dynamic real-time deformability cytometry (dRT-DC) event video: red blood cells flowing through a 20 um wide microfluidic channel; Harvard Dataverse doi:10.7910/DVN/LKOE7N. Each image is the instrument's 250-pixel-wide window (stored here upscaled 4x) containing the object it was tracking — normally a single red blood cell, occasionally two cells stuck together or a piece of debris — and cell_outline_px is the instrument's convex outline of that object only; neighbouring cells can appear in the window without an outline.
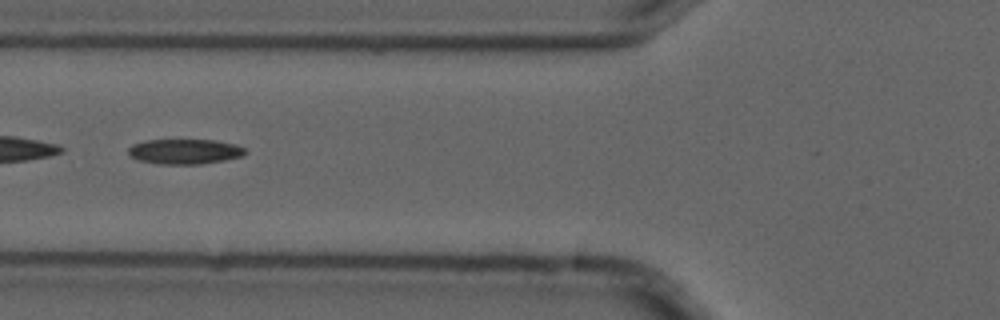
{"species": "common noctule bat (a hibernating species)", "species_latin": "Nyctalus noctula", "temperature_condition": "cold", "stored_images_in_passage": 8, "camera_frame_rate_fps": 3000, "um_per_image_px": 0.085, "animal": {"sex": "male", "forearm_length_mm": 52.5}, "frame": {"image": 1, "passage_image": 6, "time_ms": 1.667, "image_size_px": [1000, 320], "cell_outline_px": [[248, 152], [244, 156], [224, 160], [200, 164], [160, 164], [140, 160], [128, 156], [128, 148], [132, 144], [144, 140], [216, 140], [236, 144], [244, 148]], "centroid_in_image_um": [15.71, 12.87], "position_along_channel_um": 110.1, "area_um2": 17.22}}
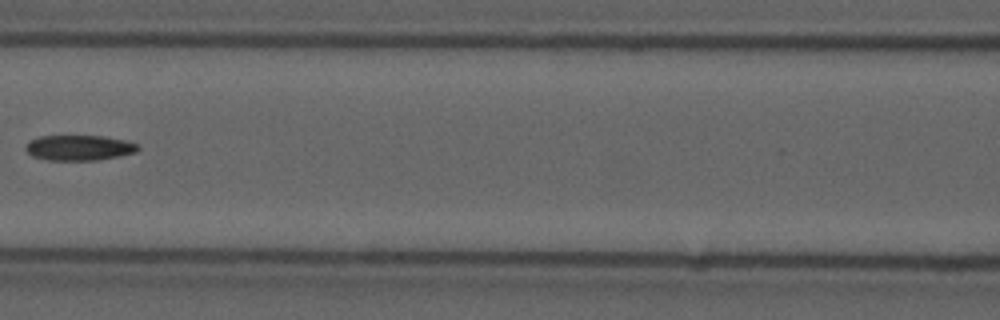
{"frame": {"image": 2, "passage_image": 7, "time_ms": 2.0, "image_size_px": [1000, 320], "cell_outline_px": [[140, 148], [136, 152], [120, 156], [96, 160], [48, 160], [32, 156], [24, 148], [28, 140], [40, 136], [104, 136], [124, 140], [136, 144]], "centroid_in_image_um": [6.7, 12.56], "position_along_channel_um": 159.9, "area_um2": 16.59}}
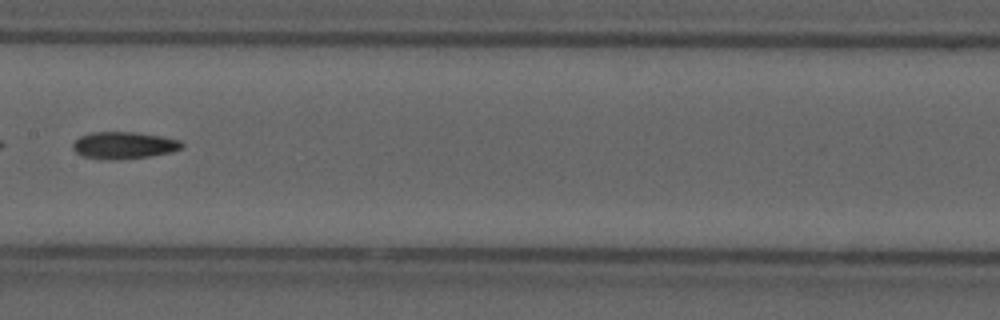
{"frame": {"image": 3, "passage_image": 8, "time_ms": 2.333, "image_size_px": [1000, 320], "cell_outline_px": [[184, 144], [180, 148], [172, 152], [148, 156], [120, 160], [104, 160], [84, 156], [76, 152], [72, 148], [72, 144], [80, 136], [92, 132], [136, 132], [160, 136], [180, 140]], "centroid_in_image_um": [10.51, 12.35], "position_along_channel_um": 196.9, "area_um2": 17.17}}